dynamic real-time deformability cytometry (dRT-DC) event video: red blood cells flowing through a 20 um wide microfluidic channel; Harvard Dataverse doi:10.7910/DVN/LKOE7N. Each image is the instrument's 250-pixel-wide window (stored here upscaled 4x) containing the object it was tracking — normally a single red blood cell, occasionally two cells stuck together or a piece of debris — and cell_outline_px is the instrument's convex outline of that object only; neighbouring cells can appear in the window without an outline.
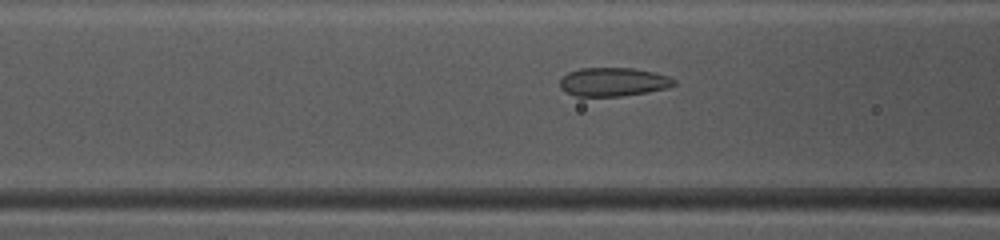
{"species": "common noctule bat (a hibernating species)", "species_latin": "Nyctalus noctula", "temperature_condition": "warm", "stored_images_in_passage": 48, "camera_frame_rate_fps": 3000, "um_per_image_px": 0.085, "animal": {"sex": "female", "body_mass_g": 10.0, "forearm_length_mm": 53.1}, "frame": {"image": 1, "passage_image": 19, "time_ms": 6.0, "image_size_px": [1000, 240], "cell_outline_px": [[676, 84], [668, 88], [648, 92], [620, 96], [576, 96], [560, 88], [560, 80], [568, 72], [580, 68], [632, 68], [652, 72], [668, 76], [676, 80]], "centroid_in_image_um": [52.14, 6.96], "position_along_channel_um": 114.5, "area_um2": 18.96}}
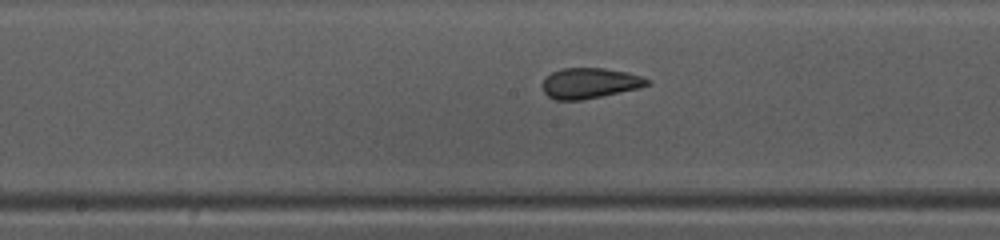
{"frame": {"image": 2, "passage_image": 25, "time_ms": 8.0, "image_size_px": [1000, 240], "cell_outline_px": [[652, 84], [640, 88], [580, 100], [556, 100], [548, 96], [544, 92], [544, 80], [552, 72], [564, 68], [604, 68], [628, 72], [640, 76], [648, 80]], "centroid_in_image_um": [50.16, 7.06], "position_along_channel_um": 198.0, "area_um2": 18.38}}
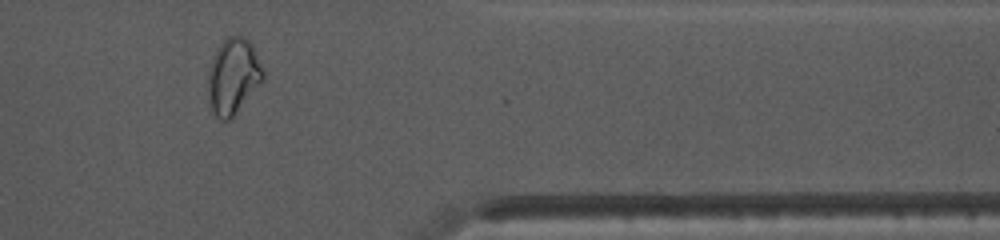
{"frame": {"image": 3, "passage_image": 40, "time_ms": 13.0, "image_size_px": [1000, 240], "cell_outline_px": [[264, 80], [232, 120], [220, 120], [212, 112], [208, 96], [208, 72], [212, 60], [220, 44], [228, 36], [244, 36], [252, 44], [264, 72]], "centroid_in_image_um": [19.83, 6.53], "position_along_channel_um": 391.6, "area_um2": 24.51}, "authors_computed_cell_mechanics": {"area_um2": 20.4323, "velocity_mm_per_s": 4.1436, "shape_relaxation_time_tau1_ms": null, "shape_relaxation_time_tau2_ms": 1.0642, "deformation_change_tau1": null, "deformation_change_tau2": 0.0482}}